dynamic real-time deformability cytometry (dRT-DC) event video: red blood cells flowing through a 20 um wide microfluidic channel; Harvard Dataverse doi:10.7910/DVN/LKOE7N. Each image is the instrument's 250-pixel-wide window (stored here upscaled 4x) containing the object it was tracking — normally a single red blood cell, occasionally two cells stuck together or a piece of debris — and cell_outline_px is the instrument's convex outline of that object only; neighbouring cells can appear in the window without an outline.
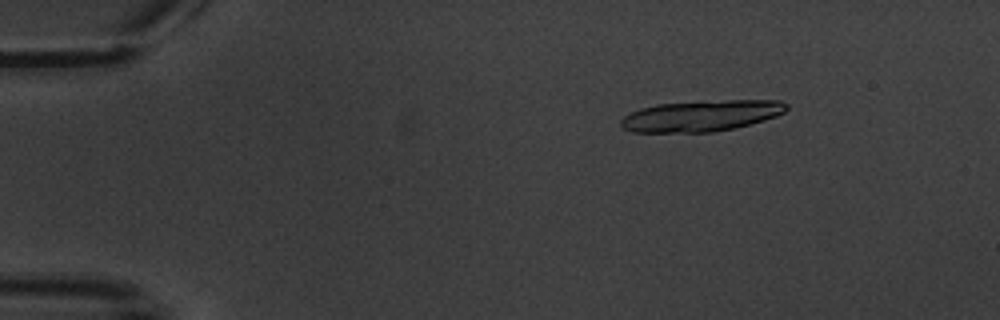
{"species": "common noctule bat (a hibernating species)", "species_latin": "Nyctalus noctula", "temperature_condition": "warm", "stored_images_in_passage": 6, "camera_frame_rate_fps": 3000, "um_per_image_px": 0.085, "animal": {"sex": "male", "body_mass_g": 20.1, "forearm_length_mm": 53.5}, "frame": {"image": 1, "passage_image": 2, "time_ms": 1.333, "image_size_px": [1000, 320], "cell_outline_px": [[788, 108], [784, 112], [776, 116], [764, 120], [732, 128], [712, 132], [632, 132], [624, 128], [620, 124], [620, 120], [624, 116], [640, 108], [656, 104], [728, 100], [780, 100], [788, 104]], "centroid_in_image_um": [59.6, 9.84], "position_along_channel_um": 25.4, "area_um2": 29.77}}